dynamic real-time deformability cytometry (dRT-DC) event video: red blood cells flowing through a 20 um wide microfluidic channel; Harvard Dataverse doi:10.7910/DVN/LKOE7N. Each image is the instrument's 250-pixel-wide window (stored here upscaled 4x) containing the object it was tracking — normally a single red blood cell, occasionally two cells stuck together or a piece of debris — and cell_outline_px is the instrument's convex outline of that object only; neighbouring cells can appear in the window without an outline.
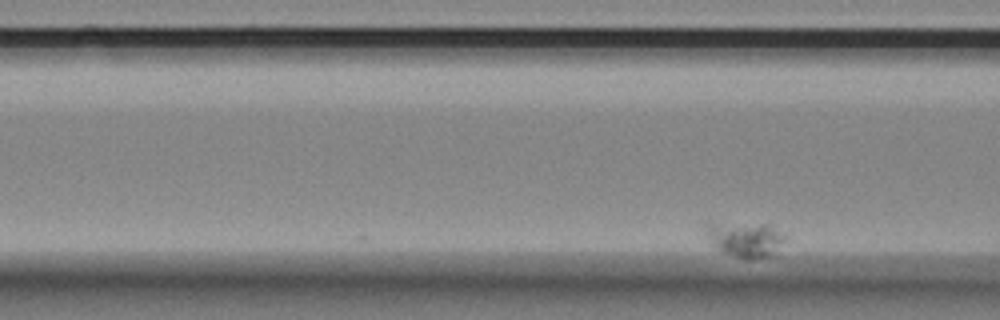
{"species": "Egyptian fruit bat (a non-hibernating species)", "species_latin": "Rousettus aegyptiacus", "temperature_condition": "room temperature", "stored_images_in_passage": 3, "camera_frame_rate_fps": 3000, "um_per_image_px": 0.085, "animal": {"sex": "female"}, "frame": {"image": 1, "passage_image": 3, "time_ms": 0.667, "image_size_px": [1000, 320], "cell_outline_px": [[788, 240], [780, 256], [748, 260], [744, 260], [732, 256], [716, 248], [708, 236], [708, 224], [764, 224], [788, 236]], "centroid_in_image_um": [63.55, 20.44], "position_along_channel_um": 103.0, "area_um2": 16.47}}